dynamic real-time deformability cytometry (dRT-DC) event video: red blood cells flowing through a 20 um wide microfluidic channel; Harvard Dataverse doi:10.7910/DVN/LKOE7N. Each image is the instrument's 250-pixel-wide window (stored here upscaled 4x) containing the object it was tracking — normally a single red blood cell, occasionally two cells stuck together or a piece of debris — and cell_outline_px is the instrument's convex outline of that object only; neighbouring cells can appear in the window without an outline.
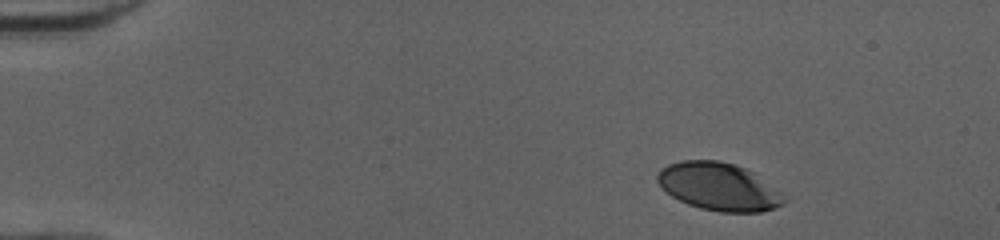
{"species": "human", "species_latin": "Homo sapiens", "temperature_condition": "cold", "stored_images_in_passage": 38, "camera_frame_rate_fps": 3000, "um_per_image_px": 0.085, "donor": {"sex": "female"}, "frame": {"image": 1, "passage_image": 1, "time_ms": 0.0, "image_size_px": [1000, 240], "cell_outline_px": [[788, 200], [784, 204], [776, 208], [760, 212], [720, 212], [700, 208], [688, 204], [672, 196], [656, 180], [656, 176], [660, 168], [668, 164], [680, 160], [720, 160], [736, 164], [752, 172]], "centroid_in_image_um": [61.06, 15.86], "position_along_channel_um": 23.9, "area_um2": 34.97}}
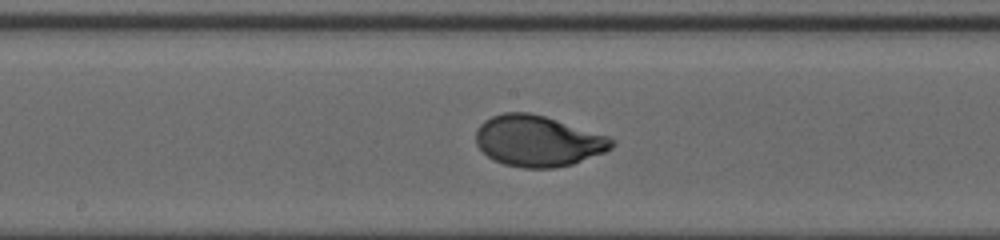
{"frame": {"image": 2, "passage_image": 22, "time_ms": 7.0, "image_size_px": [1000, 240], "cell_outline_px": [[616, 144], [612, 148], [604, 152], [572, 164], [556, 168], [524, 168], [504, 164], [488, 156], [476, 144], [476, 128], [484, 120], [492, 116], [504, 112], [528, 112], [544, 116], [608, 136], [616, 140]], "centroid_in_image_um": [45.72, 11.98], "position_along_channel_um": 202.5, "area_um2": 40.23}}
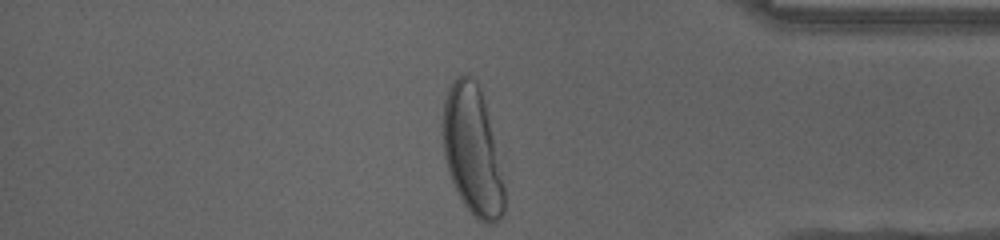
{"frame": {"image": 3, "passage_image": 38, "time_ms": 12.333, "image_size_px": [1000, 240], "cell_outline_px": [[504, 212], [500, 220], [492, 224], [488, 224], [480, 220], [464, 204], [456, 192], [448, 172], [444, 156], [444, 100], [448, 88], [456, 76], [468, 76], [476, 80], [480, 88], [504, 184]], "centroid_in_image_um": [40.14, 12.85], "position_along_channel_um": 395.1, "area_um2": 45.03}, "authors_computed_cell_mechanics": {"area_um2": 39.6508, "velocity_mm_per_s": 3.9794, "shape_relaxation_time_tau1_ms": 2.7468, "shape_relaxation_time_tau2_ms": null, "deformation_change_tau1": 0.1861, "deformation_change_tau2": null}}